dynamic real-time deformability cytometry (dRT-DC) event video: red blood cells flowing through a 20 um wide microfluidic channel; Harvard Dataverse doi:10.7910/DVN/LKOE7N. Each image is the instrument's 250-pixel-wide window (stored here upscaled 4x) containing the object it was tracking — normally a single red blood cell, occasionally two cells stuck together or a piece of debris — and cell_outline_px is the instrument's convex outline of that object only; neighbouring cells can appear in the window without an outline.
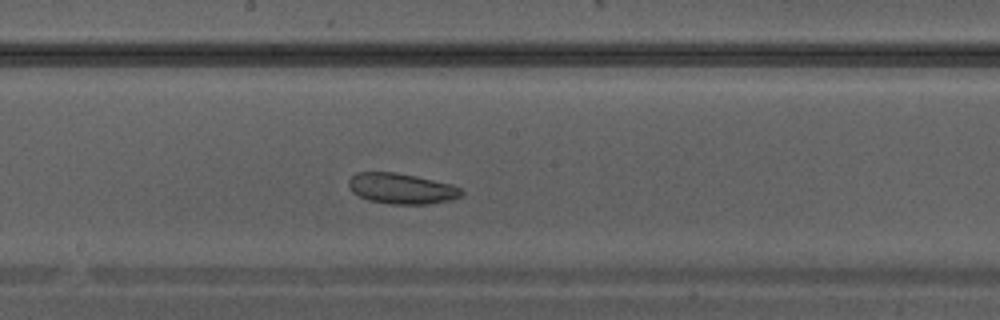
{"species": "Egyptian fruit bat (a non-hibernating species)", "species_latin": "Rousettus aegyptiacus", "temperature_condition": "warm", "stored_images_in_passage": 31, "camera_frame_rate_fps": 3000, "um_per_image_px": 0.085, "animal": {"sex": "male"}, "frame": {"image": 1, "passage_image": 14, "time_ms": 4.333, "image_size_px": [1000, 320], "cell_outline_px": [[464, 192], [460, 196], [452, 200], [428, 204], [388, 204], [368, 200], [352, 192], [348, 188], [348, 180], [356, 172], [396, 172], [416, 176], [452, 184], [460, 188]], "centroid_in_image_um": [34.12, 16.03], "position_along_channel_um": 214.1, "area_um2": 20.29}}